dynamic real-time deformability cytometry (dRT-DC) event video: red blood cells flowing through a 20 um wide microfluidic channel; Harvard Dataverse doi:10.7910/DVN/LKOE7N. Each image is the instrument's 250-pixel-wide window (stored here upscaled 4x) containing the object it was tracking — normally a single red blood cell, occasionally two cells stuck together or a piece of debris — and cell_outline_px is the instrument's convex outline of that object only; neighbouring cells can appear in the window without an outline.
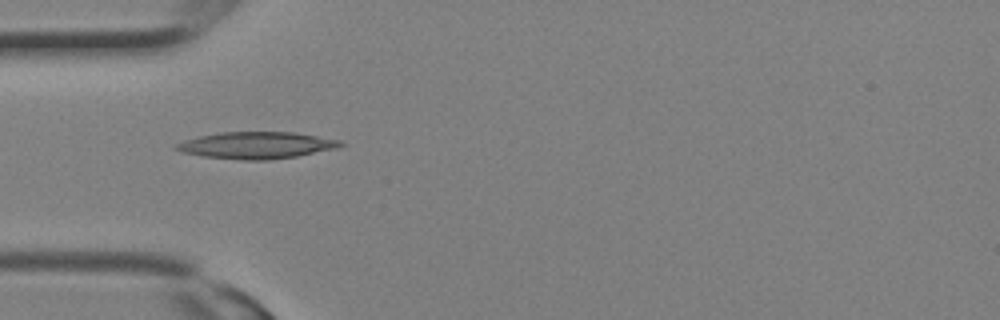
{"species": "Egyptian fruit bat (a non-hibernating species)", "species_latin": "Rousettus aegyptiacus", "temperature_condition": "room temperature", "stored_images_in_passage": 28, "camera_frame_rate_fps": 3000, "um_per_image_px": 0.085, "animal": {"sex": "female"}, "frame": {"image": 1, "passage_image": 9, "time_ms": 2.667, "image_size_px": [1000, 320], "cell_outline_px": [[348, 144], [336, 148], [296, 156], [268, 160], [240, 160], [204, 156], [184, 152], [172, 148], [176, 144], [184, 140], [200, 136], [220, 132], [292, 132], [340, 140]], "centroid_in_image_um": [21.81, 12.34], "position_along_channel_um": 63.2, "area_um2": 25.49}}
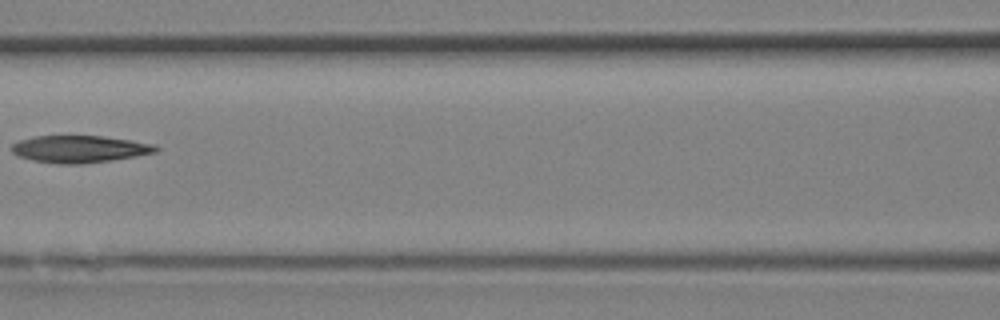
{"frame": {"image": 2, "passage_image": 13, "time_ms": 4.0, "image_size_px": [1000, 320], "cell_outline_px": [[160, 148], [156, 152], [136, 156], [112, 160], [84, 164], [56, 164], [32, 160], [16, 156], [12, 152], [12, 144], [20, 140], [36, 136], [100, 136], [156, 144]], "centroid_in_image_um": [6.75, 12.68], "position_along_channel_um": 159.8, "area_um2": 22.83}}
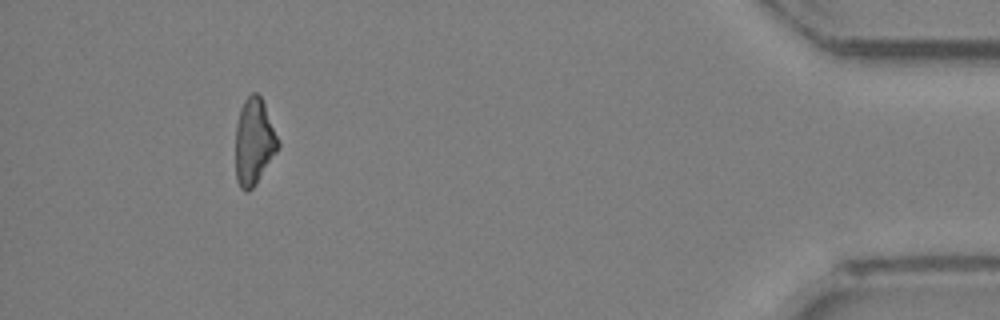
{"frame": {"image": 3, "passage_image": 26, "time_ms": 8.333, "image_size_px": [1000, 320], "cell_outline_px": [[280, 148], [256, 184], [248, 192], [244, 192], [240, 188], [236, 180], [236, 124], [240, 108], [244, 100], [252, 92], [256, 92], [260, 96], [264, 104], [280, 140]], "centroid_in_image_um": [21.6, 12.07], "position_along_channel_um": 413.6, "area_um2": 21.73}}